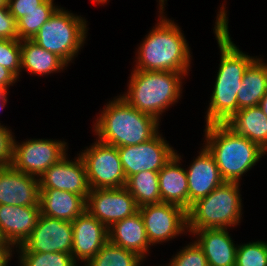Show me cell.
Segmentation results:
<instances>
[{
    "instance_id": "1",
    "label": "cell",
    "mask_w": 267,
    "mask_h": 266,
    "mask_svg": "<svg viewBox=\"0 0 267 266\" xmlns=\"http://www.w3.org/2000/svg\"><path fill=\"white\" fill-rule=\"evenodd\" d=\"M225 4L217 12L213 32L220 49V64L216 81L205 112L207 124L226 123L237 112V92L248 66L257 58L242 52L231 40Z\"/></svg>"
},
{
    "instance_id": "2",
    "label": "cell",
    "mask_w": 267,
    "mask_h": 266,
    "mask_svg": "<svg viewBox=\"0 0 267 266\" xmlns=\"http://www.w3.org/2000/svg\"><path fill=\"white\" fill-rule=\"evenodd\" d=\"M164 10L160 9L159 21L138 47L133 69L175 71L187 76L192 61L189 44L178 24L163 15Z\"/></svg>"
},
{
    "instance_id": "3",
    "label": "cell",
    "mask_w": 267,
    "mask_h": 266,
    "mask_svg": "<svg viewBox=\"0 0 267 266\" xmlns=\"http://www.w3.org/2000/svg\"><path fill=\"white\" fill-rule=\"evenodd\" d=\"M116 97L95 118L93 131L100 142L115 147L137 145L159 132L160 121L138 111L120 95Z\"/></svg>"
},
{
    "instance_id": "4",
    "label": "cell",
    "mask_w": 267,
    "mask_h": 266,
    "mask_svg": "<svg viewBox=\"0 0 267 266\" xmlns=\"http://www.w3.org/2000/svg\"><path fill=\"white\" fill-rule=\"evenodd\" d=\"M204 146L212 154L225 182L240 183L258 161L267 154L253 141L235 133L225 123L205 125Z\"/></svg>"
},
{
    "instance_id": "5",
    "label": "cell",
    "mask_w": 267,
    "mask_h": 266,
    "mask_svg": "<svg viewBox=\"0 0 267 266\" xmlns=\"http://www.w3.org/2000/svg\"><path fill=\"white\" fill-rule=\"evenodd\" d=\"M184 73L132 70L127 92L120 96L138 111L161 121V116L181 98ZM161 115V116H160Z\"/></svg>"
},
{
    "instance_id": "6",
    "label": "cell",
    "mask_w": 267,
    "mask_h": 266,
    "mask_svg": "<svg viewBox=\"0 0 267 266\" xmlns=\"http://www.w3.org/2000/svg\"><path fill=\"white\" fill-rule=\"evenodd\" d=\"M240 183L224 182L209 195L196 200L187 210L190 235L200 229H229L241 223Z\"/></svg>"
},
{
    "instance_id": "7",
    "label": "cell",
    "mask_w": 267,
    "mask_h": 266,
    "mask_svg": "<svg viewBox=\"0 0 267 266\" xmlns=\"http://www.w3.org/2000/svg\"><path fill=\"white\" fill-rule=\"evenodd\" d=\"M87 26V21L82 16L74 15L59 6L32 41L69 65L87 40Z\"/></svg>"
},
{
    "instance_id": "8",
    "label": "cell",
    "mask_w": 267,
    "mask_h": 266,
    "mask_svg": "<svg viewBox=\"0 0 267 266\" xmlns=\"http://www.w3.org/2000/svg\"><path fill=\"white\" fill-rule=\"evenodd\" d=\"M79 156L84 162L90 189H117L125 187L124 174L117 147L98 139Z\"/></svg>"
},
{
    "instance_id": "9",
    "label": "cell",
    "mask_w": 267,
    "mask_h": 266,
    "mask_svg": "<svg viewBox=\"0 0 267 266\" xmlns=\"http://www.w3.org/2000/svg\"><path fill=\"white\" fill-rule=\"evenodd\" d=\"M65 141L52 139H27L21 143L14 138L11 166L25 174L39 178L48 168L57 163L66 152Z\"/></svg>"
},
{
    "instance_id": "10",
    "label": "cell",
    "mask_w": 267,
    "mask_h": 266,
    "mask_svg": "<svg viewBox=\"0 0 267 266\" xmlns=\"http://www.w3.org/2000/svg\"><path fill=\"white\" fill-rule=\"evenodd\" d=\"M151 246L188 234L187 211L176 204L160 202L139 207Z\"/></svg>"
},
{
    "instance_id": "11",
    "label": "cell",
    "mask_w": 267,
    "mask_h": 266,
    "mask_svg": "<svg viewBox=\"0 0 267 266\" xmlns=\"http://www.w3.org/2000/svg\"><path fill=\"white\" fill-rule=\"evenodd\" d=\"M126 179L141 171L159 172L176 154V150L159 132L137 145L117 147Z\"/></svg>"
},
{
    "instance_id": "12",
    "label": "cell",
    "mask_w": 267,
    "mask_h": 266,
    "mask_svg": "<svg viewBox=\"0 0 267 266\" xmlns=\"http://www.w3.org/2000/svg\"><path fill=\"white\" fill-rule=\"evenodd\" d=\"M73 245L72 222L40 214L37 224L15 252H65L71 254ZM18 248V249H17Z\"/></svg>"
},
{
    "instance_id": "13",
    "label": "cell",
    "mask_w": 267,
    "mask_h": 266,
    "mask_svg": "<svg viewBox=\"0 0 267 266\" xmlns=\"http://www.w3.org/2000/svg\"><path fill=\"white\" fill-rule=\"evenodd\" d=\"M138 210L134 197L125 187L93 189L86 198V211L107 228L134 215Z\"/></svg>"
},
{
    "instance_id": "14",
    "label": "cell",
    "mask_w": 267,
    "mask_h": 266,
    "mask_svg": "<svg viewBox=\"0 0 267 266\" xmlns=\"http://www.w3.org/2000/svg\"><path fill=\"white\" fill-rule=\"evenodd\" d=\"M68 158L66 154L38 178L39 188L67 191L86 199L91 189L84 162L79 154L74 161Z\"/></svg>"
},
{
    "instance_id": "15",
    "label": "cell",
    "mask_w": 267,
    "mask_h": 266,
    "mask_svg": "<svg viewBox=\"0 0 267 266\" xmlns=\"http://www.w3.org/2000/svg\"><path fill=\"white\" fill-rule=\"evenodd\" d=\"M72 229L71 255L78 264H86L109 240L108 228L86 210L72 221Z\"/></svg>"
},
{
    "instance_id": "16",
    "label": "cell",
    "mask_w": 267,
    "mask_h": 266,
    "mask_svg": "<svg viewBox=\"0 0 267 266\" xmlns=\"http://www.w3.org/2000/svg\"><path fill=\"white\" fill-rule=\"evenodd\" d=\"M39 179L15 170L0 167V205L39 206Z\"/></svg>"
},
{
    "instance_id": "17",
    "label": "cell",
    "mask_w": 267,
    "mask_h": 266,
    "mask_svg": "<svg viewBox=\"0 0 267 266\" xmlns=\"http://www.w3.org/2000/svg\"><path fill=\"white\" fill-rule=\"evenodd\" d=\"M198 156L187 167L188 209L196 200L209 195L225 181L221 177L215 159L208 149L201 146Z\"/></svg>"
},
{
    "instance_id": "18",
    "label": "cell",
    "mask_w": 267,
    "mask_h": 266,
    "mask_svg": "<svg viewBox=\"0 0 267 266\" xmlns=\"http://www.w3.org/2000/svg\"><path fill=\"white\" fill-rule=\"evenodd\" d=\"M40 214V206L0 205V231L13 249L29 237Z\"/></svg>"
},
{
    "instance_id": "19",
    "label": "cell",
    "mask_w": 267,
    "mask_h": 266,
    "mask_svg": "<svg viewBox=\"0 0 267 266\" xmlns=\"http://www.w3.org/2000/svg\"><path fill=\"white\" fill-rule=\"evenodd\" d=\"M228 229H200L192 236L204 251L209 266H235L238 244Z\"/></svg>"
},
{
    "instance_id": "20",
    "label": "cell",
    "mask_w": 267,
    "mask_h": 266,
    "mask_svg": "<svg viewBox=\"0 0 267 266\" xmlns=\"http://www.w3.org/2000/svg\"><path fill=\"white\" fill-rule=\"evenodd\" d=\"M41 214L72 222L86 210V199L82 195L57 189H40Z\"/></svg>"
},
{
    "instance_id": "21",
    "label": "cell",
    "mask_w": 267,
    "mask_h": 266,
    "mask_svg": "<svg viewBox=\"0 0 267 266\" xmlns=\"http://www.w3.org/2000/svg\"><path fill=\"white\" fill-rule=\"evenodd\" d=\"M108 232L111 243L146 259L151 245L139 211L130 217L114 223L108 228Z\"/></svg>"
},
{
    "instance_id": "22",
    "label": "cell",
    "mask_w": 267,
    "mask_h": 266,
    "mask_svg": "<svg viewBox=\"0 0 267 266\" xmlns=\"http://www.w3.org/2000/svg\"><path fill=\"white\" fill-rule=\"evenodd\" d=\"M159 171V191L161 202L172 203L188 210V181L185 168L180 164L181 155L177 153Z\"/></svg>"
},
{
    "instance_id": "23",
    "label": "cell",
    "mask_w": 267,
    "mask_h": 266,
    "mask_svg": "<svg viewBox=\"0 0 267 266\" xmlns=\"http://www.w3.org/2000/svg\"><path fill=\"white\" fill-rule=\"evenodd\" d=\"M225 124L267 152V116L259 106L240 109Z\"/></svg>"
},
{
    "instance_id": "24",
    "label": "cell",
    "mask_w": 267,
    "mask_h": 266,
    "mask_svg": "<svg viewBox=\"0 0 267 266\" xmlns=\"http://www.w3.org/2000/svg\"><path fill=\"white\" fill-rule=\"evenodd\" d=\"M267 93V62L257 57L246 69L237 92V111L258 106Z\"/></svg>"
},
{
    "instance_id": "25",
    "label": "cell",
    "mask_w": 267,
    "mask_h": 266,
    "mask_svg": "<svg viewBox=\"0 0 267 266\" xmlns=\"http://www.w3.org/2000/svg\"><path fill=\"white\" fill-rule=\"evenodd\" d=\"M68 65L56 54L38 46L32 40H21V71L31 75H49L63 71Z\"/></svg>"
},
{
    "instance_id": "26",
    "label": "cell",
    "mask_w": 267,
    "mask_h": 266,
    "mask_svg": "<svg viewBox=\"0 0 267 266\" xmlns=\"http://www.w3.org/2000/svg\"><path fill=\"white\" fill-rule=\"evenodd\" d=\"M158 173L141 171L126 180L125 188L134 197L138 207L161 202Z\"/></svg>"
},
{
    "instance_id": "27",
    "label": "cell",
    "mask_w": 267,
    "mask_h": 266,
    "mask_svg": "<svg viewBox=\"0 0 267 266\" xmlns=\"http://www.w3.org/2000/svg\"><path fill=\"white\" fill-rule=\"evenodd\" d=\"M145 259L109 240L85 266H140ZM142 262V263H141Z\"/></svg>"
},
{
    "instance_id": "28",
    "label": "cell",
    "mask_w": 267,
    "mask_h": 266,
    "mask_svg": "<svg viewBox=\"0 0 267 266\" xmlns=\"http://www.w3.org/2000/svg\"><path fill=\"white\" fill-rule=\"evenodd\" d=\"M20 266H78L71 254L65 252H18Z\"/></svg>"
},
{
    "instance_id": "29",
    "label": "cell",
    "mask_w": 267,
    "mask_h": 266,
    "mask_svg": "<svg viewBox=\"0 0 267 266\" xmlns=\"http://www.w3.org/2000/svg\"><path fill=\"white\" fill-rule=\"evenodd\" d=\"M235 266H267V241L238 244Z\"/></svg>"
},
{
    "instance_id": "30",
    "label": "cell",
    "mask_w": 267,
    "mask_h": 266,
    "mask_svg": "<svg viewBox=\"0 0 267 266\" xmlns=\"http://www.w3.org/2000/svg\"><path fill=\"white\" fill-rule=\"evenodd\" d=\"M56 10H34L19 18L17 23L18 39L32 40L39 29L54 14Z\"/></svg>"
},
{
    "instance_id": "31",
    "label": "cell",
    "mask_w": 267,
    "mask_h": 266,
    "mask_svg": "<svg viewBox=\"0 0 267 266\" xmlns=\"http://www.w3.org/2000/svg\"><path fill=\"white\" fill-rule=\"evenodd\" d=\"M0 65L19 78L21 75V41L19 39H0Z\"/></svg>"
},
{
    "instance_id": "32",
    "label": "cell",
    "mask_w": 267,
    "mask_h": 266,
    "mask_svg": "<svg viewBox=\"0 0 267 266\" xmlns=\"http://www.w3.org/2000/svg\"><path fill=\"white\" fill-rule=\"evenodd\" d=\"M169 260L170 262L165 266H209L204 251L195 240L187 244L184 248L182 247Z\"/></svg>"
},
{
    "instance_id": "33",
    "label": "cell",
    "mask_w": 267,
    "mask_h": 266,
    "mask_svg": "<svg viewBox=\"0 0 267 266\" xmlns=\"http://www.w3.org/2000/svg\"><path fill=\"white\" fill-rule=\"evenodd\" d=\"M54 0H8L10 14L17 21L34 10H57Z\"/></svg>"
},
{
    "instance_id": "34",
    "label": "cell",
    "mask_w": 267,
    "mask_h": 266,
    "mask_svg": "<svg viewBox=\"0 0 267 266\" xmlns=\"http://www.w3.org/2000/svg\"><path fill=\"white\" fill-rule=\"evenodd\" d=\"M14 133L0 123V167L11 166L13 161Z\"/></svg>"
},
{
    "instance_id": "35",
    "label": "cell",
    "mask_w": 267,
    "mask_h": 266,
    "mask_svg": "<svg viewBox=\"0 0 267 266\" xmlns=\"http://www.w3.org/2000/svg\"><path fill=\"white\" fill-rule=\"evenodd\" d=\"M0 39H18L17 23L8 4L0 5Z\"/></svg>"
},
{
    "instance_id": "36",
    "label": "cell",
    "mask_w": 267,
    "mask_h": 266,
    "mask_svg": "<svg viewBox=\"0 0 267 266\" xmlns=\"http://www.w3.org/2000/svg\"><path fill=\"white\" fill-rule=\"evenodd\" d=\"M17 80L19 81L11 71L0 65V87H4L8 90Z\"/></svg>"
},
{
    "instance_id": "37",
    "label": "cell",
    "mask_w": 267,
    "mask_h": 266,
    "mask_svg": "<svg viewBox=\"0 0 267 266\" xmlns=\"http://www.w3.org/2000/svg\"><path fill=\"white\" fill-rule=\"evenodd\" d=\"M13 249H0V266H8V262L13 256Z\"/></svg>"
},
{
    "instance_id": "38",
    "label": "cell",
    "mask_w": 267,
    "mask_h": 266,
    "mask_svg": "<svg viewBox=\"0 0 267 266\" xmlns=\"http://www.w3.org/2000/svg\"><path fill=\"white\" fill-rule=\"evenodd\" d=\"M8 90L4 87H0V112L8 102Z\"/></svg>"
},
{
    "instance_id": "39",
    "label": "cell",
    "mask_w": 267,
    "mask_h": 266,
    "mask_svg": "<svg viewBox=\"0 0 267 266\" xmlns=\"http://www.w3.org/2000/svg\"><path fill=\"white\" fill-rule=\"evenodd\" d=\"M258 106L263 111V113L267 116V93L261 99V101L259 102Z\"/></svg>"
},
{
    "instance_id": "40",
    "label": "cell",
    "mask_w": 267,
    "mask_h": 266,
    "mask_svg": "<svg viewBox=\"0 0 267 266\" xmlns=\"http://www.w3.org/2000/svg\"><path fill=\"white\" fill-rule=\"evenodd\" d=\"M0 249H13L3 237L0 231Z\"/></svg>"
},
{
    "instance_id": "41",
    "label": "cell",
    "mask_w": 267,
    "mask_h": 266,
    "mask_svg": "<svg viewBox=\"0 0 267 266\" xmlns=\"http://www.w3.org/2000/svg\"><path fill=\"white\" fill-rule=\"evenodd\" d=\"M91 1H93L97 4H105V3H107L108 0H91Z\"/></svg>"
},
{
    "instance_id": "42",
    "label": "cell",
    "mask_w": 267,
    "mask_h": 266,
    "mask_svg": "<svg viewBox=\"0 0 267 266\" xmlns=\"http://www.w3.org/2000/svg\"><path fill=\"white\" fill-rule=\"evenodd\" d=\"M8 4V0H0V5Z\"/></svg>"
}]
</instances>
